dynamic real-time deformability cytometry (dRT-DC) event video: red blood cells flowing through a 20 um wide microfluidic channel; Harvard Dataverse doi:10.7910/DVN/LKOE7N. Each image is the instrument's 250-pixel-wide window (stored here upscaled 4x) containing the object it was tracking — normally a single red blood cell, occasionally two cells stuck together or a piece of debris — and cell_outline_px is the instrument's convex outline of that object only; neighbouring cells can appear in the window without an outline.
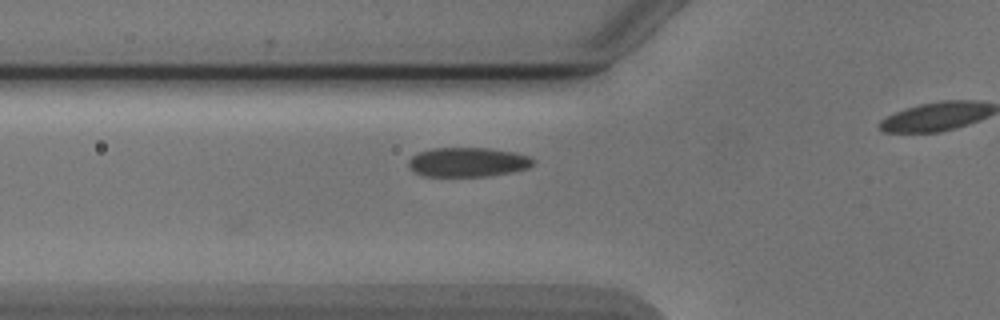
{"species": "Egyptian fruit bat (a non-hibernating species)", "species_latin": "Rousettus aegyptiacus", "temperature_condition": "cold", "stored_images_in_passage": 39, "camera_frame_rate_fps": 3000, "um_per_image_px": 0.085, "animal": {"sex": "male"}, "frame": {"image": 1, "passage_image": 9, "time_ms": 2.667, "image_size_px": [1000, 320], "cell_outline_px": [[536, 160], [528, 168], [512, 172], [488, 176], [424, 176], [416, 172], [408, 164], [408, 160], [412, 156], [420, 152], [432, 148], [488, 148], [512, 152], [528, 156]], "centroid_in_image_um": [39.77, 13.78], "position_along_channel_um": 86.0, "area_um2": 21.15}}
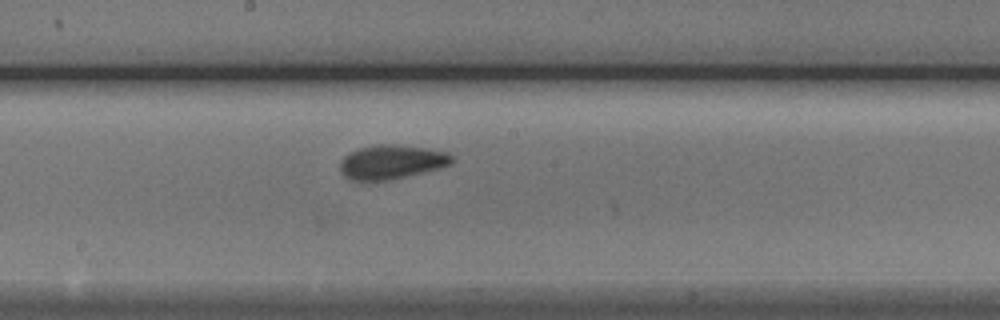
{"frame": {"image": 2, "passage_image": 19, "time_ms": 6.0, "image_size_px": [1000, 320], "cell_outline_px": [[456, 160], [452, 164], [440, 168], [388, 180], [348, 180], [340, 172], [340, 160], [348, 152], [360, 148], [376, 144], [396, 144], [424, 148], [448, 152], [456, 156]], "centroid_in_image_um": [33.3, 13.76], "position_along_channel_um": 214.9, "area_um2": 22.48}}
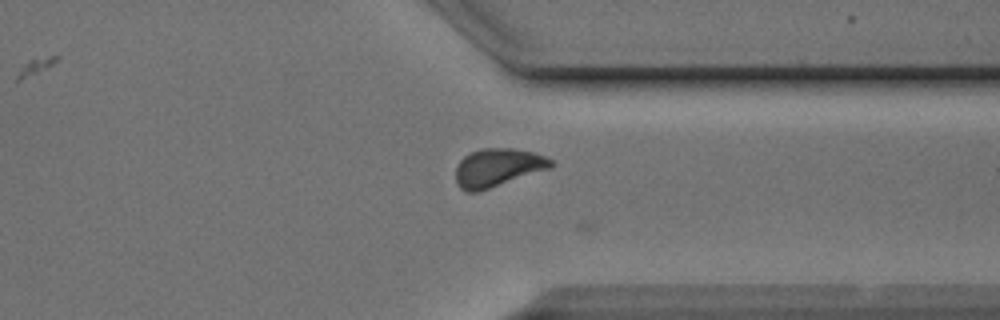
{"frame": {"image": 3, "passage_image": 31, "time_ms": 10.0, "image_size_px": [1000, 320], "cell_outline_px": [[552, 164], [548, 168], [476, 192], [468, 192], [460, 188], [456, 184], [456, 168], [460, 160], [464, 156], [472, 152], [484, 148], [512, 148], [532, 152], [544, 156], [552, 160]], "centroid_in_image_um": [42.24, 14.23], "position_along_channel_um": 369.2, "area_um2": 20.58}}